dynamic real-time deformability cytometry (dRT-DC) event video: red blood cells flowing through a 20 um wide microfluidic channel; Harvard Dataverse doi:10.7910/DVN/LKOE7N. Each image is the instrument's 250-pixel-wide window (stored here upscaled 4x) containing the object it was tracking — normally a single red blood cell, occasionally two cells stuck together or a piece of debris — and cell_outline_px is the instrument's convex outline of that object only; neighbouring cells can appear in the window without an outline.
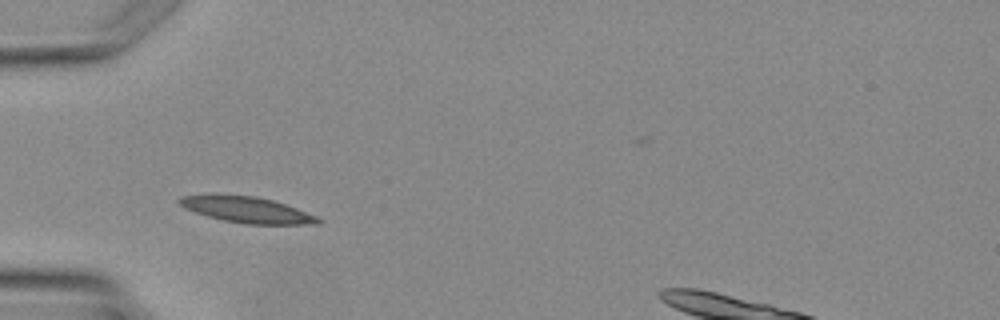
{"species": "Egyptian fruit bat (a non-hibernating species)", "species_latin": "Rousettus aegyptiacus", "temperature_condition": "warm", "stored_images_in_passage": 2, "segment_of_instrument_passage": [1, 2], "camera_frame_rate_fps": 3000, "um_per_image_px": 0.085, "animal": {"sex": "female"}, "frame": {"image": 1, "passage_image": 1, "time_ms": 0.0, "image_size_px": [1000, 320], "cell_outline_px": [[324, 220], [320, 224], [244, 224], [224, 220], [208, 216], [184, 208], [176, 200], [180, 196], [216, 192], [256, 196], [272, 200], [296, 208], [316, 216]], "centroid_in_image_um": [20.92, 17.79], "position_along_channel_um": 64.1, "area_um2": 21.5}}